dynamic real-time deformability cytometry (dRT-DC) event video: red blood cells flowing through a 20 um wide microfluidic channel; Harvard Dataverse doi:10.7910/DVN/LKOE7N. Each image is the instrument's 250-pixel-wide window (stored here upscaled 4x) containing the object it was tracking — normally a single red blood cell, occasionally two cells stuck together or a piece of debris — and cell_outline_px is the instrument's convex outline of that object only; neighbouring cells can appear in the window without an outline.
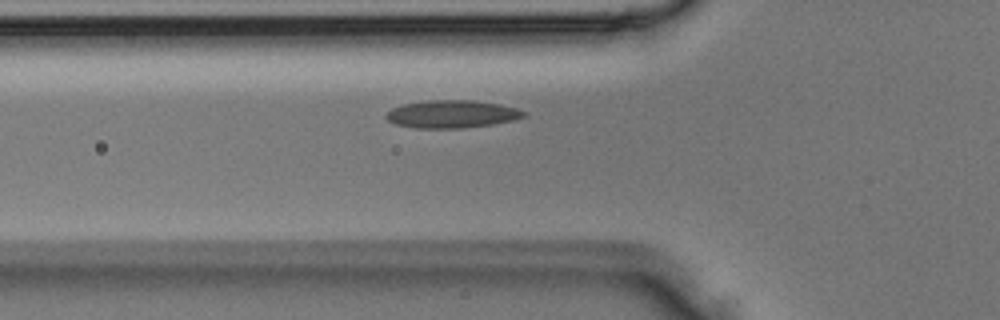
{"species": "Egyptian fruit bat (a non-hibernating species)", "species_latin": "Rousettus aegyptiacus", "temperature_condition": "room temperature", "stored_images_in_passage": 4, "camera_frame_rate_fps": 3000, "um_per_image_px": 0.085, "animal": {"sex": "male"}, "frame": {"image": 1, "passage_image": 4, "time_ms": 1.0, "image_size_px": [1000, 320], "cell_outline_px": [[528, 116], [512, 120], [492, 124], [464, 128], [416, 128], [396, 124], [388, 120], [384, 116], [392, 108], [404, 104], [428, 100], [472, 100], [500, 104], [516, 108], [528, 112]], "centroid_in_image_um": [38.44, 9.69], "position_along_channel_um": 87.4, "area_um2": 22.25}}